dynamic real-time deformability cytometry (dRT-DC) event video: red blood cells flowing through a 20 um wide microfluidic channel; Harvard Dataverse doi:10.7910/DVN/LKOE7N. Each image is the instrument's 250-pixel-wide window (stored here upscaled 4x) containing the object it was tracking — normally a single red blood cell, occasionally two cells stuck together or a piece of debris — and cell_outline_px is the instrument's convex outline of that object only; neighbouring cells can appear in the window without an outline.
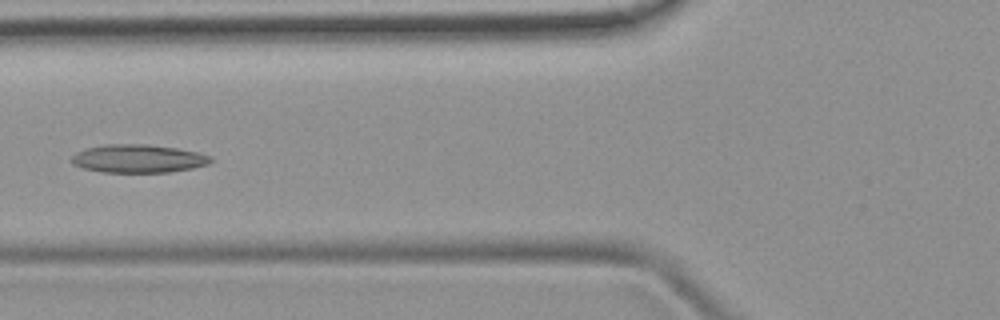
{"species": "common noctule bat (a hibernating species)", "species_latin": "Nyctalus noctula", "temperature_condition": "room temperature", "stored_images_in_passage": 4, "camera_frame_rate_fps": 3000, "um_per_image_px": 0.085, "animal": {"sex": "female", "body_mass_g": 19.9}, "frame": {"image": 1, "passage_image": 4, "time_ms": 3.333, "image_size_px": [1000, 320], "cell_outline_px": [[212, 160], [208, 164], [192, 168], [168, 172], [100, 172], [84, 168], [72, 164], [68, 160], [76, 152], [88, 148], [104, 144], [148, 144], [176, 148], [196, 152], [212, 156]], "centroid_in_image_um": [11.71, 13.48], "position_along_channel_um": 114.1, "area_um2": 22.89}}